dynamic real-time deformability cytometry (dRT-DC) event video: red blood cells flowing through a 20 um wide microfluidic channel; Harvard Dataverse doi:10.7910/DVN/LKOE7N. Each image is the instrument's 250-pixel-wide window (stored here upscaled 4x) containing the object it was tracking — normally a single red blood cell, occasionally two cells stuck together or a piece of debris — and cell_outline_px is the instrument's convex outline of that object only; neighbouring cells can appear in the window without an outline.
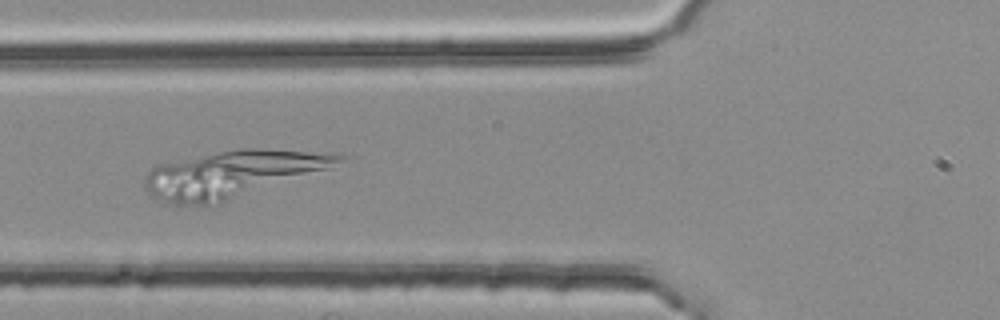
{"species": "common noctule bat (a hibernating species)", "species_latin": "Nyctalus noctula", "temperature_condition": "room temperature", "stored_images_in_passage": 6, "camera_frame_rate_fps": 3000, "um_per_image_px": 0.085, "animal": {"sex": "female", "body_mass_g": 25.1}, "frame": {"image": 1, "passage_image": 5, "time_ms": 1.333, "image_size_px": [1000, 320], "cell_outline_px": [[344, 156], [340, 160], [328, 168], [208, 208], [176, 208], [156, 200], [148, 196], [144, 184], [144, 180], [148, 172], [156, 164], [240, 148], [264, 148]], "centroid_in_image_um": [19.48, 14.89], "position_along_channel_um": 106.3, "area_um2": 53.29}}
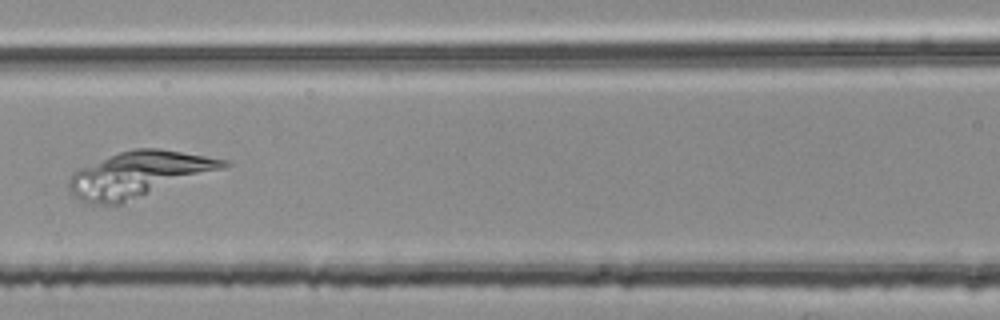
{"frame": {"image": 2, "passage_image": 6, "time_ms": 1.667, "image_size_px": [1000, 320], "cell_outline_px": [[232, 164], [224, 168], [124, 204], [84, 204], [72, 196], [68, 188], [68, 180], [72, 172], [76, 168], [120, 152], [132, 148], [156, 148], [228, 160]], "centroid_in_image_um": [11.7, 14.85], "position_along_channel_um": 154.9, "area_um2": 41.5}}